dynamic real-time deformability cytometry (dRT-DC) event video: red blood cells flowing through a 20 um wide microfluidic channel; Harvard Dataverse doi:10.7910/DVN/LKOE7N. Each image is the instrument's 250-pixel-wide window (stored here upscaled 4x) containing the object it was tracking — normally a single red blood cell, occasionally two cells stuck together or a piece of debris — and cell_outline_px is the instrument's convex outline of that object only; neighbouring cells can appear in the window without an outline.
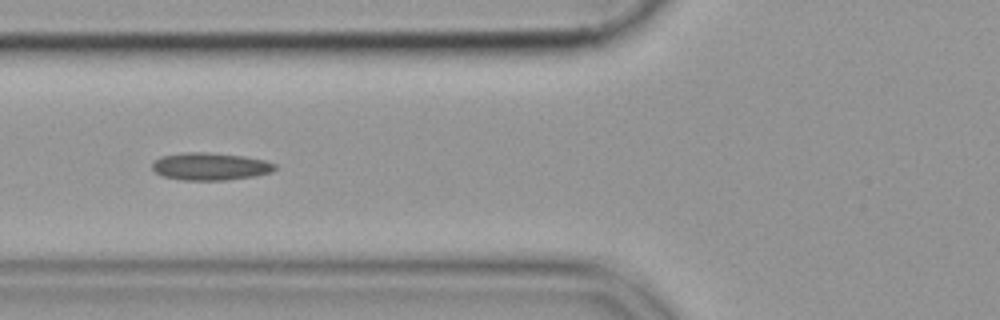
{"species": "common noctule bat (a hibernating species)", "species_latin": "Nyctalus noctula", "temperature_condition": "cold", "stored_images_in_passage": 41, "camera_frame_rate_fps": 3000, "um_per_image_px": 0.085, "animal": {"sex": "female", "body_mass_g": 19.9}, "frame": {"image": 1, "passage_image": 7, "time_ms": 2.0, "image_size_px": [1000, 320], "cell_outline_px": [[276, 168], [272, 172], [256, 176], [228, 180], [184, 180], [160, 176], [152, 168], [152, 164], [160, 156], [184, 152], [208, 152], [244, 156], [264, 160], [276, 164]], "centroid_in_image_um": [17.87, 14.15], "position_along_channel_um": 107.9, "area_um2": 19.83}}
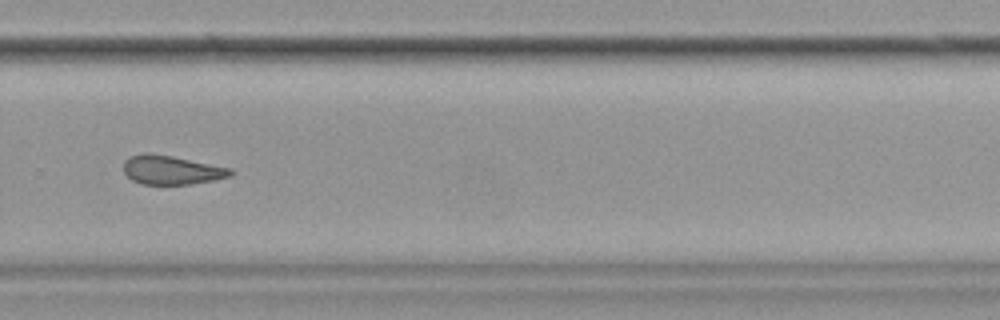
{"frame": {"image": 2, "passage_image": 24, "time_ms": 7.667, "image_size_px": [1000, 320], "cell_outline_px": [[236, 172], [232, 176], [192, 184], [140, 184], [132, 180], [124, 172], [124, 160], [128, 156], [148, 152], [172, 156], [232, 168]], "centroid_in_image_um": [14.59, 14.44], "position_along_channel_um": 315.2, "area_um2": 18.21}}